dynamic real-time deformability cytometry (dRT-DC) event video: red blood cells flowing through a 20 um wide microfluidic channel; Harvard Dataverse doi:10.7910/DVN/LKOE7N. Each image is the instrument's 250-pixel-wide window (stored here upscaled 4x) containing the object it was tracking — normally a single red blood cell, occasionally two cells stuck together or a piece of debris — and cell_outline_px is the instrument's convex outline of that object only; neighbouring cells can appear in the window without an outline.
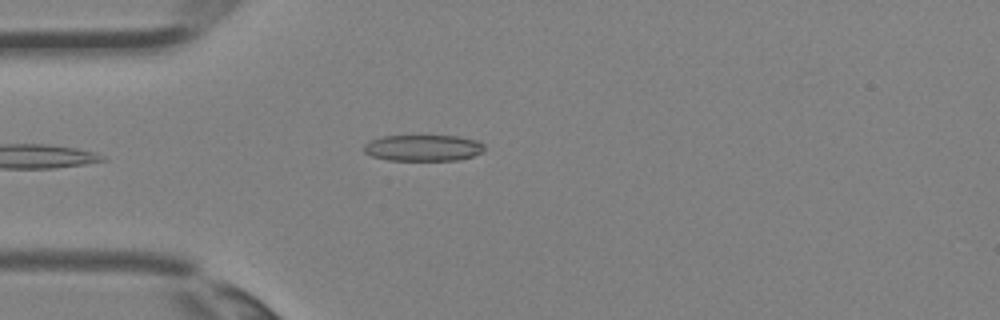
{"species": "Egyptian fruit bat (a non-hibernating species)", "species_latin": "Rousettus aegyptiacus", "temperature_condition": "room temperature", "stored_images_in_passage": 3, "camera_frame_rate_fps": 3000, "um_per_image_px": 0.085, "animal": {"sex": "female"}, "frame": {"image": 1, "passage_image": 3, "time_ms": 0.667, "image_size_px": [1000, 320], "cell_outline_px": [[484, 152], [472, 156], [456, 160], [388, 160], [372, 156], [364, 152], [364, 144], [372, 140], [384, 136], [456, 136], [476, 140], [484, 144]], "centroid_in_image_um": [35.98, 12.57], "position_along_channel_um": 49.0, "area_um2": 18.32}}